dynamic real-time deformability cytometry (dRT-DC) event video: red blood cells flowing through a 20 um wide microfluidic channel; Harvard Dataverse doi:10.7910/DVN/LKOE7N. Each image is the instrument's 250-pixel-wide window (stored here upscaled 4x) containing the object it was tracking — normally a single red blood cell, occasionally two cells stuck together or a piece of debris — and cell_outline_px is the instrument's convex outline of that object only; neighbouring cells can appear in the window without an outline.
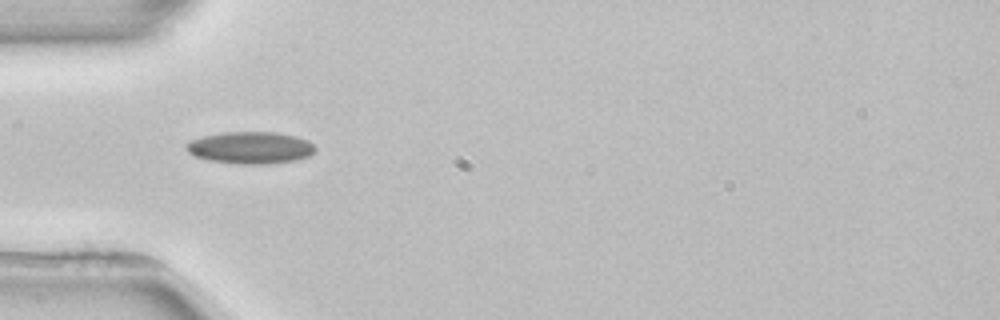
{"species": "common noctule bat (a hibernating species)", "species_latin": "Nyctalus noctula", "temperature_condition": "room temperature", "stored_images_in_passage": 4, "camera_frame_rate_fps": 3000, "um_per_image_px": 0.085, "animal": {"sex": "female", "body_mass_g": 22.7, "forearm_length_mm": 54.2}, "frame": {"image": 1, "passage_image": 3, "time_ms": 3.0, "image_size_px": [1000, 320], "cell_outline_px": [[316, 152], [308, 156], [296, 160], [268, 164], [236, 164], [208, 160], [192, 156], [184, 148], [184, 144], [192, 140], [204, 136], [224, 132], [276, 132], [296, 136], [308, 140], [316, 148]], "centroid_in_image_um": [21.27, 12.56], "position_along_channel_um": 63.7, "area_um2": 24.33}}